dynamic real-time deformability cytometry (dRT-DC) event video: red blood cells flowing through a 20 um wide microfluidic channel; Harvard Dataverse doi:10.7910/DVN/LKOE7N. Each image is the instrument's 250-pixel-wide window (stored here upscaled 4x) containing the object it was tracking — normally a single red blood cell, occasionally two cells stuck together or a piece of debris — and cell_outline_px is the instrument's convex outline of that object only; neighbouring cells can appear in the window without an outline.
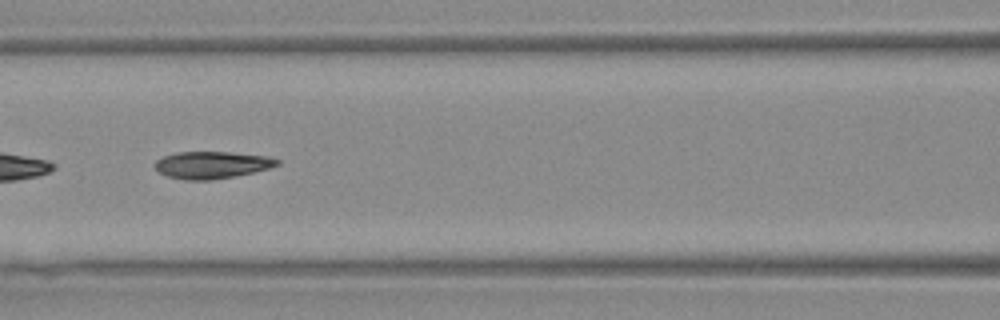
{"species": "Egyptian fruit bat (a non-hibernating species)", "species_latin": "Rousettus aegyptiacus", "temperature_condition": "warm", "stored_images_in_passage": 51, "segment_of_instrument_passage": [2, 2], "camera_frame_rate_fps": 3000, "um_per_image_px": 0.085, "animal": {"sex": "female"}, "frame": {"image": 1, "passage_image": 25, "time_ms": 8.0, "image_size_px": [1000, 320], "cell_outline_px": [[280, 164], [268, 168], [236, 176], [212, 180], [184, 180], [168, 176], [160, 172], [152, 164], [156, 160], [164, 156], [176, 152], [232, 152], [268, 156], [280, 160]], "centroid_in_image_um": [18.0, 14.01], "position_along_channel_um": 148.6, "area_um2": 19.36}}
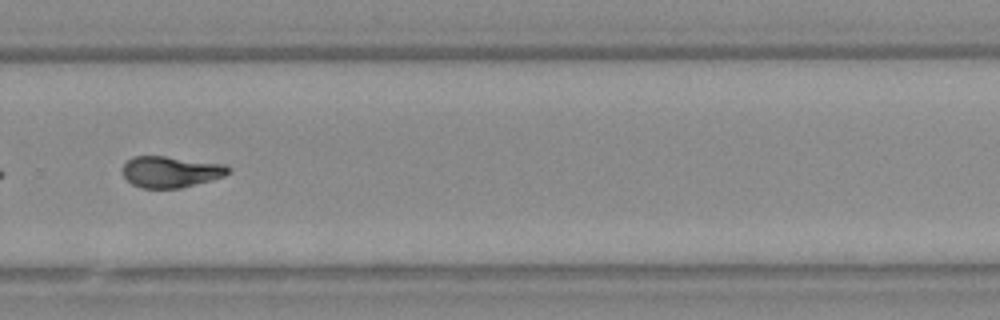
{"frame": {"image": 2, "passage_image": 38, "time_ms": 12.333, "image_size_px": [1000, 320], "cell_outline_px": [[232, 172], [224, 176], [212, 180], [180, 188], [140, 188], [132, 184], [124, 176], [124, 164], [132, 156], [164, 156], [228, 164], [232, 168]], "centroid_in_image_um": [14.58, 14.6], "position_along_channel_um": 315.2, "area_um2": 19.42}}